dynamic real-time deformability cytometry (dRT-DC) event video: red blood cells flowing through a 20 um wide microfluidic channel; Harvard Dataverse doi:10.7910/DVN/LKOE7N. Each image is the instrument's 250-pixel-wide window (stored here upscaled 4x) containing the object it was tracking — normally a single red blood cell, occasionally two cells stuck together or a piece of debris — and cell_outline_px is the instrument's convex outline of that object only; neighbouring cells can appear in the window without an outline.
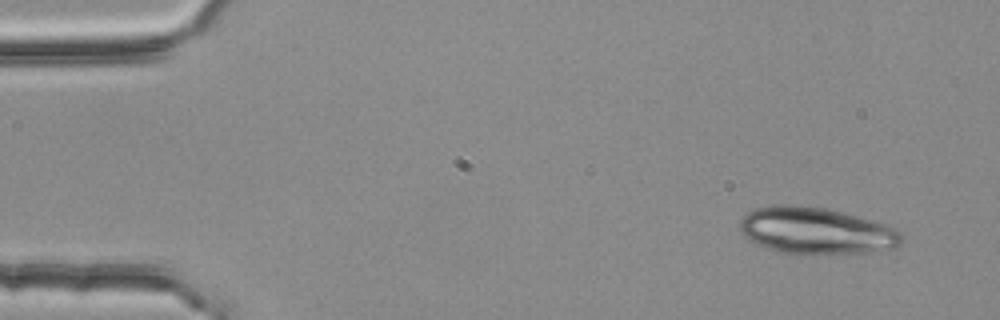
{"species": "common noctule bat (a hibernating species)", "species_latin": "Nyctalus noctula", "temperature_condition": "room temperature", "stored_images_in_passage": 50, "camera_frame_rate_fps": 3000, "um_per_image_px": 0.085, "animal": {"sex": "female", "body_mass_g": 25.1}, "frame": {"image": 1, "passage_image": 1, "time_ms": 0.0, "image_size_px": [1000, 320], "cell_outline_px": [[904, 240], [900, 244], [892, 248], [868, 252], [780, 252], [768, 248], [748, 240], [740, 232], [740, 220], [748, 212], [756, 208], [772, 204], [792, 204], [828, 208], [888, 224], [896, 228], [904, 236]], "centroid_in_image_um": [69.37, 19.57], "position_along_channel_um": 15.6, "area_um2": 43.75}}
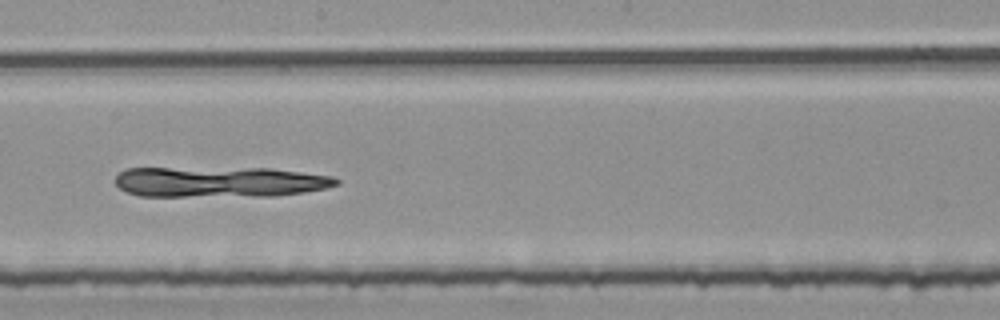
{"frame": {"image": 2, "passage_image": 27, "time_ms": 8.667, "image_size_px": [1000, 320], "cell_outline_px": [[340, 184], [324, 188], [304, 192], [276, 196], [140, 196], [128, 192], [120, 188], [116, 184], [116, 176], [124, 168], [272, 168], [332, 176], [340, 180]], "centroid_in_image_um": [18.69, 15.46], "position_along_channel_um": 229.5, "area_um2": 39.54}}
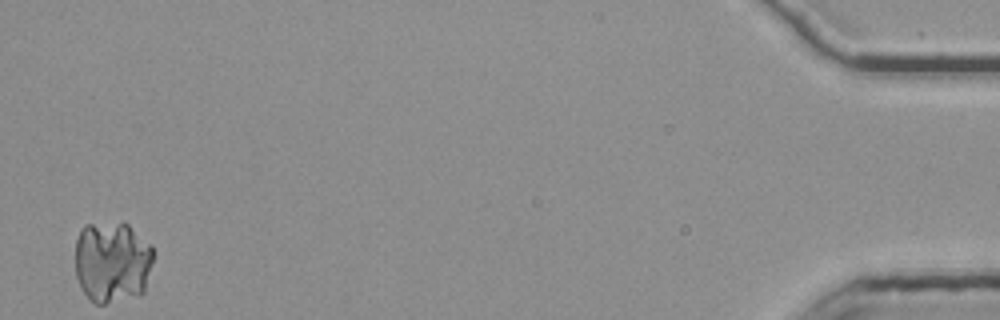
{"frame": {"image": 3, "passage_image": 50, "time_ms": 16.333, "image_size_px": [1000, 320], "cell_outline_px": [[152, 260], [144, 292], [140, 296], [104, 304], [96, 304], [84, 292], [76, 276], [76, 240], [80, 228], [84, 224], [124, 220], [152, 244]], "centroid_in_image_um": [9.54, 22.22], "position_along_channel_um": 425.7, "area_um2": 37.92}}